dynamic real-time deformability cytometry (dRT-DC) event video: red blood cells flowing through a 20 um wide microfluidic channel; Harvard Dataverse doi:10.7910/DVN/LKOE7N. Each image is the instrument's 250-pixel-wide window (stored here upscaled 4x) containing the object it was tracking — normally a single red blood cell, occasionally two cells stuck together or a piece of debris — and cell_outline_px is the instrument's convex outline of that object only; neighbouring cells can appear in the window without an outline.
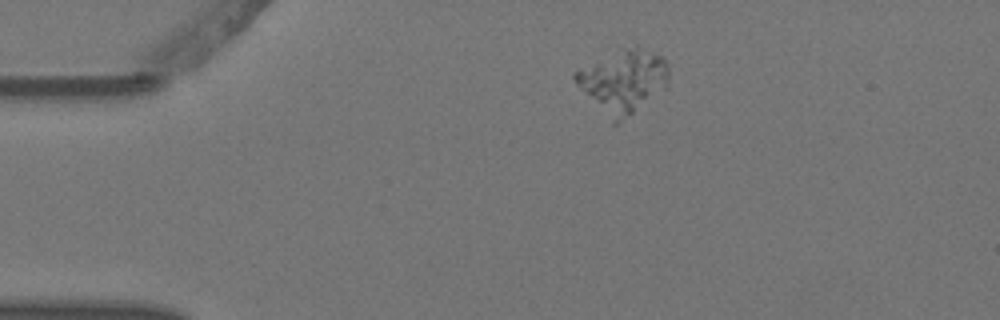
{"species": "Egyptian fruit bat (a non-hibernating species)", "species_latin": "Rousettus aegyptiacus", "temperature_condition": "warm", "stored_images_in_passage": 8, "camera_frame_rate_fps": 3000, "um_per_image_px": 0.085, "animal": {"sex": "female"}, "frame": {"image": 1, "passage_image": 1, "time_ms": 0.0, "image_size_px": [1000, 320], "cell_outline_px": [[668, 88], [632, 112], [624, 116], [592, 96], [580, 88], [576, 84], [572, 76], [576, 72], [624, 48], [636, 44], [664, 56], [668, 64]], "centroid_in_image_um": [53.17, 6.68], "position_along_channel_um": 31.8, "area_um2": 31.1}}
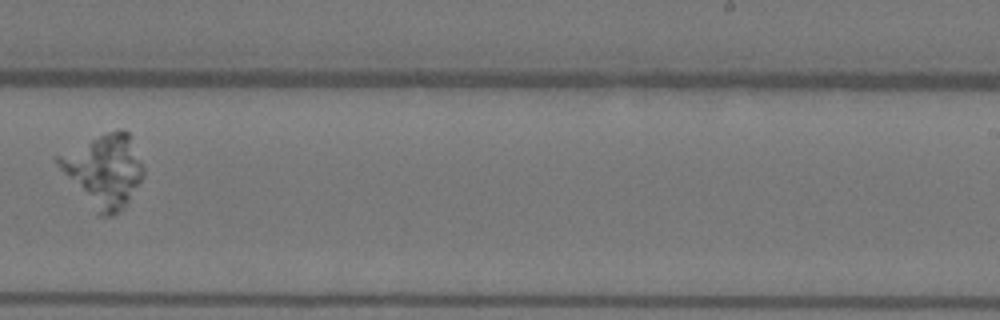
{"frame": {"image": 2, "passage_image": 8, "time_ms": 2.333, "image_size_px": [1000, 320], "cell_outline_px": [[144, 176], [124, 208], [112, 216], [100, 216], [96, 212], [56, 164], [56, 156], [108, 132], [120, 128], [128, 132], [132, 136], [144, 168]], "centroid_in_image_um": [8.89, 14.51], "position_along_channel_um": 280.1, "area_um2": 35.43}}